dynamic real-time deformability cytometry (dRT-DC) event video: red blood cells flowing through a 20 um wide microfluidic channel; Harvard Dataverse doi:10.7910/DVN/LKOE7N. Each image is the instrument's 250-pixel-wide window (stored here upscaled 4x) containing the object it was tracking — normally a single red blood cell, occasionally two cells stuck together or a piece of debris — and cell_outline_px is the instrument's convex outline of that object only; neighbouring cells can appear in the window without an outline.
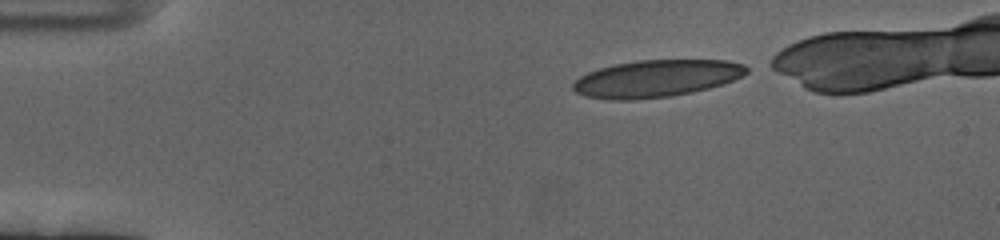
{"species": "human", "species_latin": "Homo sapiens", "temperature_condition": "cold", "stored_images_in_passage": 45, "camera_frame_rate_fps": 3000, "um_per_image_px": 0.085, "donor": {"sex": "female"}, "frame": {"image": 1, "passage_image": 1, "time_ms": 0.0, "image_size_px": [1000, 240], "cell_outline_px": [[744, 72], [728, 80], [716, 84], [684, 92], [656, 96], [596, 96], [584, 92], [576, 88], [576, 84], [584, 76], [608, 68], [624, 64], [652, 60], [716, 60], [736, 64], [744, 68]], "centroid_in_image_um": [55.91, 6.6], "position_along_channel_um": 29.1, "area_um2": 32.43}}
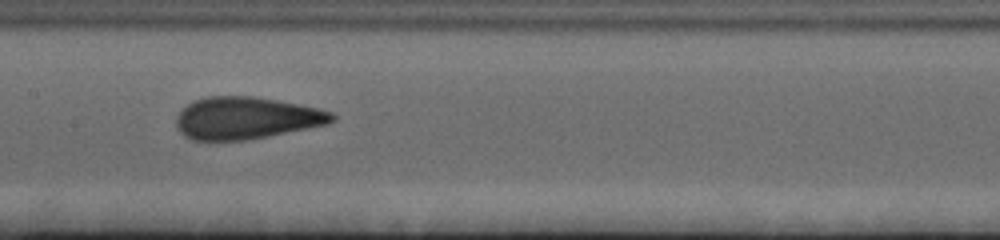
{"frame": {"image": 2, "passage_image": 21, "time_ms": 6.667, "image_size_px": [1000, 240], "cell_outline_px": [[332, 116], [328, 120], [316, 124], [252, 136], [192, 136], [180, 124], [180, 120], [184, 112], [188, 108], [204, 100], [260, 100], [308, 108], [324, 112]], "centroid_in_image_um": [20.95, 10.02], "position_along_channel_um": 186.4, "area_um2": 29.94}}
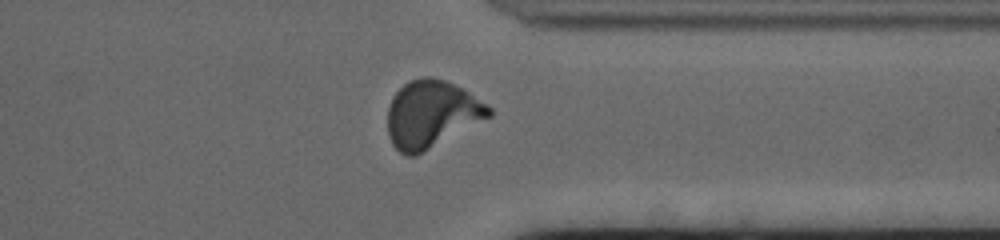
{"frame": {"image": 3, "passage_image": 38, "time_ms": 12.333, "image_size_px": [1000, 240], "cell_outline_px": [[492, 112], [488, 116], [420, 152], [404, 152], [392, 140], [388, 124], [388, 116], [392, 100], [408, 84], [416, 80], [436, 80], [448, 84], [464, 92], [488, 108]], "centroid_in_image_um": [36.64, 9.72], "position_along_channel_um": 374.8, "area_um2": 35.32}}